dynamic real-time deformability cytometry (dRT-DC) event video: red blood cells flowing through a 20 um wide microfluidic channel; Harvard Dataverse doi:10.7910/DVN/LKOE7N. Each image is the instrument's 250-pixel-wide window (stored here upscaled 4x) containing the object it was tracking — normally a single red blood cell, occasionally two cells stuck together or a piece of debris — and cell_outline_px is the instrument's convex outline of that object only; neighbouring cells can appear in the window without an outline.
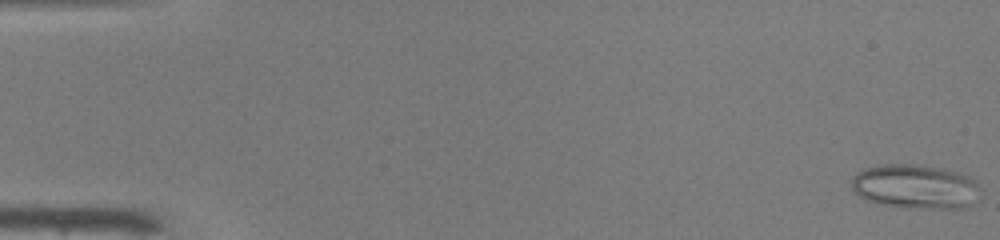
{"species": "common noctule bat (a hibernating species)", "species_latin": "Nyctalus noctula", "temperature_condition": "warm", "stored_images_in_passage": 50, "segment_of_instrument_passage": [1, 2], "camera_frame_rate_fps": 3000, "um_per_image_px": 0.085, "animal": {"sex": "male", "body_mass_g": 19.0, "forearm_length_mm": 50.8}, "frame": {"image": 1, "passage_image": 1, "time_ms": 0.0, "image_size_px": [1000, 240], "cell_outline_px": [[980, 200], [968, 208], [916, 208], [880, 204], [868, 200], [860, 196], [852, 188], [852, 176], [864, 168], [876, 164], [912, 164], [944, 168], [960, 172], [968, 176], [980, 188]], "centroid_in_image_um": [77.85, 15.86], "position_along_channel_um": 7.1, "area_um2": 33.64}}